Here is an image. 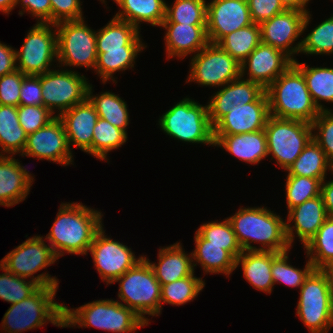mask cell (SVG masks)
<instances>
[{"instance_id": "56", "label": "cell", "mask_w": 333, "mask_h": 333, "mask_svg": "<svg viewBox=\"0 0 333 333\" xmlns=\"http://www.w3.org/2000/svg\"><path fill=\"white\" fill-rule=\"evenodd\" d=\"M280 2L286 9L308 11L307 4L310 0H280Z\"/></svg>"}, {"instance_id": "58", "label": "cell", "mask_w": 333, "mask_h": 333, "mask_svg": "<svg viewBox=\"0 0 333 333\" xmlns=\"http://www.w3.org/2000/svg\"><path fill=\"white\" fill-rule=\"evenodd\" d=\"M17 7L16 0H0V11L3 14H10V12Z\"/></svg>"}, {"instance_id": "48", "label": "cell", "mask_w": 333, "mask_h": 333, "mask_svg": "<svg viewBox=\"0 0 333 333\" xmlns=\"http://www.w3.org/2000/svg\"><path fill=\"white\" fill-rule=\"evenodd\" d=\"M17 113L19 124L27 134L37 131L56 117L46 107L35 105H19Z\"/></svg>"}, {"instance_id": "44", "label": "cell", "mask_w": 333, "mask_h": 333, "mask_svg": "<svg viewBox=\"0 0 333 333\" xmlns=\"http://www.w3.org/2000/svg\"><path fill=\"white\" fill-rule=\"evenodd\" d=\"M322 181L311 177L287 175L285 194L288 211L306 200L319 196Z\"/></svg>"}, {"instance_id": "14", "label": "cell", "mask_w": 333, "mask_h": 333, "mask_svg": "<svg viewBox=\"0 0 333 333\" xmlns=\"http://www.w3.org/2000/svg\"><path fill=\"white\" fill-rule=\"evenodd\" d=\"M188 82L222 87L241 76V65L218 44L208 43L191 58Z\"/></svg>"}, {"instance_id": "35", "label": "cell", "mask_w": 333, "mask_h": 333, "mask_svg": "<svg viewBox=\"0 0 333 333\" xmlns=\"http://www.w3.org/2000/svg\"><path fill=\"white\" fill-rule=\"evenodd\" d=\"M293 64L303 73L307 88L320 111L331 110L324 108L322 101L333 103V68L309 67L306 63L293 61ZM322 100V101H321Z\"/></svg>"}, {"instance_id": "30", "label": "cell", "mask_w": 333, "mask_h": 333, "mask_svg": "<svg viewBox=\"0 0 333 333\" xmlns=\"http://www.w3.org/2000/svg\"><path fill=\"white\" fill-rule=\"evenodd\" d=\"M120 7L114 17L134 25L140 31L143 22L161 26L166 17L165 0H113Z\"/></svg>"}, {"instance_id": "54", "label": "cell", "mask_w": 333, "mask_h": 333, "mask_svg": "<svg viewBox=\"0 0 333 333\" xmlns=\"http://www.w3.org/2000/svg\"><path fill=\"white\" fill-rule=\"evenodd\" d=\"M15 51L10 45L0 42V76L13 73L17 70Z\"/></svg>"}, {"instance_id": "24", "label": "cell", "mask_w": 333, "mask_h": 333, "mask_svg": "<svg viewBox=\"0 0 333 333\" xmlns=\"http://www.w3.org/2000/svg\"><path fill=\"white\" fill-rule=\"evenodd\" d=\"M59 118L64 124L69 147L73 146L87 153L92 148L93 130L99 118L90 101L86 98L63 112Z\"/></svg>"}, {"instance_id": "11", "label": "cell", "mask_w": 333, "mask_h": 333, "mask_svg": "<svg viewBox=\"0 0 333 333\" xmlns=\"http://www.w3.org/2000/svg\"><path fill=\"white\" fill-rule=\"evenodd\" d=\"M57 32V67L95 69L97 61L96 31L84 19L55 24ZM59 65V66H58Z\"/></svg>"}, {"instance_id": "28", "label": "cell", "mask_w": 333, "mask_h": 333, "mask_svg": "<svg viewBox=\"0 0 333 333\" xmlns=\"http://www.w3.org/2000/svg\"><path fill=\"white\" fill-rule=\"evenodd\" d=\"M96 46L97 53H106V50H143L147 47L134 25L116 17L96 31Z\"/></svg>"}, {"instance_id": "36", "label": "cell", "mask_w": 333, "mask_h": 333, "mask_svg": "<svg viewBox=\"0 0 333 333\" xmlns=\"http://www.w3.org/2000/svg\"><path fill=\"white\" fill-rule=\"evenodd\" d=\"M260 43V24L253 23L226 35L218 45L241 65Z\"/></svg>"}, {"instance_id": "46", "label": "cell", "mask_w": 333, "mask_h": 333, "mask_svg": "<svg viewBox=\"0 0 333 333\" xmlns=\"http://www.w3.org/2000/svg\"><path fill=\"white\" fill-rule=\"evenodd\" d=\"M0 269L4 271L0 274V299L8 303L20 302L40 287L36 282L14 275L1 264Z\"/></svg>"}, {"instance_id": "19", "label": "cell", "mask_w": 333, "mask_h": 333, "mask_svg": "<svg viewBox=\"0 0 333 333\" xmlns=\"http://www.w3.org/2000/svg\"><path fill=\"white\" fill-rule=\"evenodd\" d=\"M292 64L293 60L287 54L261 42L241 64V77L247 75V80L258 83L265 90Z\"/></svg>"}, {"instance_id": "8", "label": "cell", "mask_w": 333, "mask_h": 333, "mask_svg": "<svg viewBox=\"0 0 333 333\" xmlns=\"http://www.w3.org/2000/svg\"><path fill=\"white\" fill-rule=\"evenodd\" d=\"M296 315L310 333H328L333 326V295L320 269H314L300 288Z\"/></svg>"}, {"instance_id": "37", "label": "cell", "mask_w": 333, "mask_h": 333, "mask_svg": "<svg viewBox=\"0 0 333 333\" xmlns=\"http://www.w3.org/2000/svg\"><path fill=\"white\" fill-rule=\"evenodd\" d=\"M127 138L128 135L123 130L99 117L93 130L92 148L87 154L100 161H107L108 153L124 145Z\"/></svg>"}, {"instance_id": "26", "label": "cell", "mask_w": 333, "mask_h": 333, "mask_svg": "<svg viewBox=\"0 0 333 333\" xmlns=\"http://www.w3.org/2000/svg\"><path fill=\"white\" fill-rule=\"evenodd\" d=\"M182 247V244L177 242L173 245L159 248L157 264L151 263L144 256L151 265L161 286L194 274L192 252L187 254Z\"/></svg>"}, {"instance_id": "18", "label": "cell", "mask_w": 333, "mask_h": 333, "mask_svg": "<svg viewBox=\"0 0 333 333\" xmlns=\"http://www.w3.org/2000/svg\"><path fill=\"white\" fill-rule=\"evenodd\" d=\"M253 24L247 0H211L207 3L206 32L209 43Z\"/></svg>"}, {"instance_id": "9", "label": "cell", "mask_w": 333, "mask_h": 333, "mask_svg": "<svg viewBox=\"0 0 333 333\" xmlns=\"http://www.w3.org/2000/svg\"><path fill=\"white\" fill-rule=\"evenodd\" d=\"M268 156L286 172L312 139L311 124L295 119L269 116L264 128Z\"/></svg>"}, {"instance_id": "33", "label": "cell", "mask_w": 333, "mask_h": 333, "mask_svg": "<svg viewBox=\"0 0 333 333\" xmlns=\"http://www.w3.org/2000/svg\"><path fill=\"white\" fill-rule=\"evenodd\" d=\"M92 84L89 83L87 88V99L94 106L98 116L115 127L123 130L127 134L129 125V112L126 101L122 100L115 93L106 91L100 94H94Z\"/></svg>"}, {"instance_id": "6", "label": "cell", "mask_w": 333, "mask_h": 333, "mask_svg": "<svg viewBox=\"0 0 333 333\" xmlns=\"http://www.w3.org/2000/svg\"><path fill=\"white\" fill-rule=\"evenodd\" d=\"M114 282H119L118 298L147 324L145 315L161 314V285L149 262L143 257L133 268Z\"/></svg>"}, {"instance_id": "29", "label": "cell", "mask_w": 333, "mask_h": 333, "mask_svg": "<svg viewBox=\"0 0 333 333\" xmlns=\"http://www.w3.org/2000/svg\"><path fill=\"white\" fill-rule=\"evenodd\" d=\"M242 266L243 276L256 290L272 293V251H243L236 258V267Z\"/></svg>"}, {"instance_id": "32", "label": "cell", "mask_w": 333, "mask_h": 333, "mask_svg": "<svg viewBox=\"0 0 333 333\" xmlns=\"http://www.w3.org/2000/svg\"><path fill=\"white\" fill-rule=\"evenodd\" d=\"M27 136L19 124L17 107L0 105V156L21 155Z\"/></svg>"}, {"instance_id": "10", "label": "cell", "mask_w": 333, "mask_h": 333, "mask_svg": "<svg viewBox=\"0 0 333 333\" xmlns=\"http://www.w3.org/2000/svg\"><path fill=\"white\" fill-rule=\"evenodd\" d=\"M58 258L53 252L51 246L46 244L43 236L35 235L28 237L26 241L18 245L12 251L7 253L0 264L9 272L21 278H30L39 286H58L59 279L48 273H41L34 276L40 270L45 269L57 262Z\"/></svg>"}, {"instance_id": "7", "label": "cell", "mask_w": 333, "mask_h": 333, "mask_svg": "<svg viewBox=\"0 0 333 333\" xmlns=\"http://www.w3.org/2000/svg\"><path fill=\"white\" fill-rule=\"evenodd\" d=\"M158 125L169 137L187 143L214 146L208 107L185 97L159 118Z\"/></svg>"}, {"instance_id": "59", "label": "cell", "mask_w": 333, "mask_h": 333, "mask_svg": "<svg viewBox=\"0 0 333 333\" xmlns=\"http://www.w3.org/2000/svg\"><path fill=\"white\" fill-rule=\"evenodd\" d=\"M100 1H101L102 3H105V5H107L105 0H100Z\"/></svg>"}, {"instance_id": "22", "label": "cell", "mask_w": 333, "mask_h": 333, "mask_svg": "<svg viewBox=\"0 0 333 333\" xmlns=\"http://www.w3.org/2000/svg\"><path fill=\"white\" fill-rule=\"evenodd\" d=\"M222 88V89H221ZM207 102L209 120L214 127L231 108L254 102L265 90L253 81L241 76L222 86Z\"/></svg>"}, {"instance_id": "2", "label": "cell", "mask_w": 333, "mask_h": 333, "mask_svg": "<svg viewBox=\"0 0 333 333\" xmlns=\"http://www.w3.org/2000/svg\"><path fill=\"white\" fill-rule=\"evenodd\" d=\"M227 219L243 251L284 252L292 248L286 236V221L267 207H240Z\"/></svg>"}, {"instance_id": "1", "label": "cell", "mask_w": 333, "mask_h": 333, "mask_svg": "<svg viewBox=\"0 0 333 333\" xmlns=\"http://www.w3.org/2000/svg\"><path fill=\"white\" fill-rule=\"evenodd\" d=\"M49 233V241L56 257L65 253L87 255L96 233L104 226L102 212L78 202L61 203Z\"/></svg>"}, {"instance_id": "55", "label": "cell", "mask_w": 333, "mask_h": 333, "mask_svg": "<svg viewBox=\"0 0 333 333\" xmlns=\"http://www.w3.org/2000/svg\"><path fill=\"white\" fill-rule=\"evenodd\" d=\"M320 195L324 201L328 217H333V180H323Z\"/></svg>"}, {"instance_id": "23", "label": "cell", "mask_w": 333, "mask_h": 333, "mask_svg": "<svg viewBox=\"0 0 333 333\" xmlns=\"http://www.w3.org/2000/svg\"><path fill=\"white\" fill-rule=\"evenodd\" d=\"M14 156H0V205L13 207L29 195L34 176Z\"/></svg>"}, {"instance_id": "50", "label": "cell", "mask_w": 333, "mask_h": 333, "mask_svg": "<svg viewBox=\"0 0 333 333\" xmlns=\"http://www.w3.org/2000/svg\"><path fill=\"white\" fill-rule=\"evenodd\" d=\"M51 24L84 19L80 0H50Z\"/></svg>"}, {"instance_id": "13", "label": "cell", "mask_w": 333, "mask_h": 333, "mask_svg": "<svg viewBox=\"0 0 333 333\" xmlns=\"http://www.w3.org/2000/svg\"><path fill=\"white\" fill-rule=\"evenodd\" d=\"M88 79L76 71L62 68L49 70L40 75L44 107L53 115L63 112L82 103L87 98ZM55 109V110H54ZM58 109V110H56Z\"/></svg>"}, {"instance_id": "20", "label": "cell", "mask_w": 333, "mask_h": 333, "mask_svg": "<svg viewBox=\"0 0 333 333\" xmlns=\"http://www.w3.org/2000/svg\"><path fill=\"white\" fill-rule=\"evenodd\" d=\"M270 116L264 91L254 102L234 106L213 127V135H234L264 130Z\"/></svg>"}, {"instance_id": "40", "label": "cell", "mask_w": 333, "mask_h": 333, "mask_svg": "<svg viewBox=\"0 0 333 333\" xmlns=\"http://www.w3.org/2000/svg\"><path fill=\"white\" fill-rule=\"evenodd\" d=\"M187 276L161 286V311L163 304L184 305L193 301L205 287L202 277Z\"/></svg>"}, {"instance_id": "43", "label": "cell", "mask_w": 333, "mask_h": 333, "mask_svg": "<svg viewBox=\"0 0 333 333\" xmlns=\"http://www.w3.org/2000/svg\"><path fill=\"white\" fill-rule=\"evenodd\" d=\"M162 23L206 25V0H175L171 7L166 4V17Z\"/></svg>"}, {"instance_id": "45", "label": "cell", "mask_w": 333, "mask_h": 333, "mask_svg": "<svg viewBox=\"0 0 333 333\" xmlns=\"http://www.w3.org/2000/svg\"><path fill=\"white\" fill-rule=\"evenodd\" d=\"M299 53L306 55L333 54V14L302 39Z\"/></svg>"}, {"instance_id": "42", "label": "cell", "mask_w": 333, "mask_h": 333, "mask_svg": "<svg viewBox=\"0 0 333 333\" xmlns=\"http://www.w3.org/2000/svg\"><path fill=\"white\" fill-rule=\"evenodd\" d=\"M273 252L272 251V278L274 285L284 283L289 287L301 288L305 279L315 269L313 264L308 259L303 270L295 268L288 262V252Z\"/></svg>"}, {"instance_id": "4", "label": "cell", "mask_w": 333, "mask_h": 333, "mask_svg": "<svg viewBox=\"0 0 333 333\" xmlns=\"http://www.w3.org/2000/svg\"><path fill=\"white\" fill-rule=\"evenodd\" d=\"M76 325L113 333H134L148 326L132 309L113 299L92 301L75 309L64 305L63 327Z\"/></svg>"}, {"instance_id": "52", "label": "cell", "mask_w": 333, "mask_h": 333, "mask_svg": "<svg viewBox=\"0 0 333 333\" xmlns=\"http://www.w3.org/2000/svg\"><path fill=\"white\" fill-rule=\"evenodd\" d=\"M40 75H25L20 89V105L44 106Z\"/></svg>"}, {"instance_id": "25", "label": "cell", "mask_w": 333, "mask_h": 333, "mask_svg": "<svg viewBox=\"0 0 333 333\" xmlns=\"http://www.w3.org/2000/svg\"><path fill=\"white\" fill-rule=\"evenodd\" d=\"M160 27L166 30L164 41L167 59L195 55L209 43L206 25L162 23Z\"/></svg>"}, {"instance_id": "15", "label": "cell", "mask_w": 333, "mask_h": 333, "mask_svg": "<svg viewBox=\"0 0 333 333\" xmlns=\"http://www.w3.org/2000/svg\"><path fill=\"white\" fill-rule=\"evenodd\" d=\"M310 11L286 9L260 24L261 42L287 54L293 61L299 54L302 39L296 43L310 23ZM291 45V46H290Z\"/></svg>"}, {"instance_id": "31", "label": "cell", "mask_w": 333, "mask_h": 333, "mask_svg": "<svg viewBox=\"0 0 333 333\" xmlns=\"http://www.w3.org/2000/svg\"><path fill=\"white\" fill-rule=\"evenodd\" d=\"M195 249L192 251L193 267L200 265L204 274H225L227 277L237 268L236 259L222 246L206 245V240L196 231Z\"/></svg>"}, {"instance_id": "57", "label": "cell", "mask_w": 333, "mask_h": 333, "mask_svg": "<svg viewBox=\"0 0 333 333\" xmlns=\"http://www.w3.org/2000/svg\"><path fill=\"white\" fill-rule=\"evenodd\" d=\"M326 276L328 280L329 289L333 295V261L326 264L324 267L320 269Z\"/></svg>"}, {"instance_id": "27", "label": "cell", "mask_w": 333, "mask_h": 333, "mask_svg": "<svg viewBox=\"0 0 333 333\" xmlns=\"http://www.w3.org/2000/svg\"><path fill=\"white\" fill-rule=\"evenodd\" d=\"M213 138L214 146L222 147L230 155L247 164L255 165L268 157L264 130L234 135H213Z\"/></svg>"}, {"instance_id": "49", "label": "cell", "mask_w": 333, "mask_h": 333, "mask_svg": "<svg viewBox=\"0 0 333 333\" xmlns=\"http://www.w3.org/2000/svg\"><path fill=\"white\" fill-rule=\"evenodd\" d=\"M24 76L19 70L0 76V105H20V89Z\"/></svg>"}, {"instance_id": "39", "label": "cell", "mask_w": 333, "mask_h": 333, "mask_svg": "<svg viewBox=\"0 0 333 333\" xmlns=\"http://www.w3.org/2000/svg\"><path fill=\"white\" fill-rule=\"evenodd\" d=\"M143 50H106V53H97V61L94 71L97 73L103 84L109 80L113 83L115 72L125 71L134 68L135 59Z\"/></svg>"}, {"instance_id": "12", "label": "cell", "mask_w": 333, "mask_h": 333, "mask_svg": "<svg viewBox=\"0 0 333 333\" xmlns=\"http://www.w3.org/2000/svg\"><path fill=\"white\" fill-rule=\"evenodd\" d=\"M54 27L55 24L36 23L28 31L21 49L15 51L17 70L24 75H41L52 70L53 62L58 61L57 32Z\"/></svg>"}, {"instance_id": "47", "label": "cell", "mask_w": 333, "mask_h": 333, "mask_svg": "<svg viewBox=\"0 0 333 333\" xmlns=\"http://www.w3.org/2000/svg\"><path fill=\"white\" fill-rule=\"evenodd\" d=\"M311 126L312 139L321 147L326 158L333 165V111H321Z\"/></svg>"}, {"instance_id": "41", "label": "cell", "mask_w": 333, "mask_h": 333, "mask_svg": "<svg viewBox=\"0 0 333 333\" xmlns=\"http://www.w3.org/2000/svg\"><path fill=\"white\" fill-rule=\"evenodd\" d=\"M196 231L206 240V245L222 246V249L228 251L235 259L243 252L227 218L222 222L204 223Z\"/></svg>"}, {"instance_id": "53", "label": "cell", "mask_w": 333, "mask_h": 333, "mask_svg": "<svg viewBox=\"0 0 333 333\" xmlns=\"http://www.w3.org/2000/svg\"><path fill=\"white\" fill-rule=\"evenodd\" d=\"M16 4L21 5L19 15L26 11L37 19L39 24H51V2L50 0H16Z\"/></svg>"}, {"instance_id": "17", "label": "cell", "mask_w": 333, "mask_h": 333, "mask_svg": "<svg viewBox=\"0 0 333 333\" xmlns=\"http://www.w3.org/2000/svg\"><path fill=\"white\" fill-rule=\"evenodd\" d=\"M69 147L64 124L56 116L47 125L28 134L21 156L69 166L73 164V151Z\"/></svg>"}, {"instance_id": "51", "label": "cell", "mask_w": 333, "mask_h": 333, "mask_svg": "<svg viewBox=\"0 0 333 333\" xmlns=\"http://www.w3.org/2000/svg\"><path fill=\"white\" fill-rule=\"evenodd\" d=\"M253 23L261 24L286 10L280 0H247Z\"/></svg>"}, {"instance_id": "5", "label": "cell", "mask_w": 333, "mask_h": 333, "mask_svg": "<svg viewBox=\"0 0 333 333\" xmlns=\"http://www.w3.org/2000/svg\"><path fill=\"white\" fill-rule=\"evenodd\" d=\"M59 286H40L32 295L11 304L4 314L1 327L6 333L41 328L50 322L63 328L64 305L55 302Z\"/></svg>"}, {"instance_id": "3", "label": "cell", "mask_w": 333, "mask_h": 333, "mask_svg": "<svg viewBox=\"0 0 333 333\" xmlns=\"http://www.w3.org/2000/svg\"><path fill=\"white\" fill-rule=\"evenodd\" d=\"M265 91L271 116L311 124L321 112L310 95L303 73L294 64Z\"/></svg>"}, {"instance_id": "21", "label": "cell", "mask_w": 333, "mask_h": 333, "mask_svg": "<svg viewBox=\"0 0 333 333\" xmlns=\"http://www.w3.org/2000/svg\"><path fill=\"white\" fill-rule=\"evenodd\" d=\"M286 218V236L292 247L295 237H298L305 246L323 225L328 215L324 201L319 195L291 208Z\"/></svg>"}, {"instance_id": "16", "label": "cell", "mask_w": 333, "mask_h": 333, "mask_svg": "<svg viewBox=\"0 0 333 333\" xmlns=\"http://www.w3.org/2000/svg\"><path fill=\"white\" fill-rule=\"evenodd\" d=\"M105 234L104 227H102L96 233L88 252L92 255L95 269L101 280L108 285L113 284L118 277L133 268L143 259L144 255L136 258L131 248Z\"/></svg>"}, {"instance_id": "34", "label": "cell", "mask_w": 333, "mask_h": 333, "mask_svg": "<svg viewBox=\"0 0 333 333\" xmlns=\"http://www.w3.org/2000/svg\"><path fill=\"white\" fill-rule=\"evenodd\" d=\"M332 171V164L326 158L325 152L311 139L287 169V175L305 176L324 180L327 171Z\"/></svg>"}, {"instance_id": "38", "label": "cell", "mask_w": 333, "mask_h": 333, "mask_svg": "<svg viewBox=\"0 0 333 333\" xmlns=\"http://www.w3.org/2000/svg\"><path fill=\"white\" fill-rule=\"evenodd\" d=\"M306 257L315 269L333 261V217H328L317 233L304 246Z\"/></svg>"}]
</instances>
